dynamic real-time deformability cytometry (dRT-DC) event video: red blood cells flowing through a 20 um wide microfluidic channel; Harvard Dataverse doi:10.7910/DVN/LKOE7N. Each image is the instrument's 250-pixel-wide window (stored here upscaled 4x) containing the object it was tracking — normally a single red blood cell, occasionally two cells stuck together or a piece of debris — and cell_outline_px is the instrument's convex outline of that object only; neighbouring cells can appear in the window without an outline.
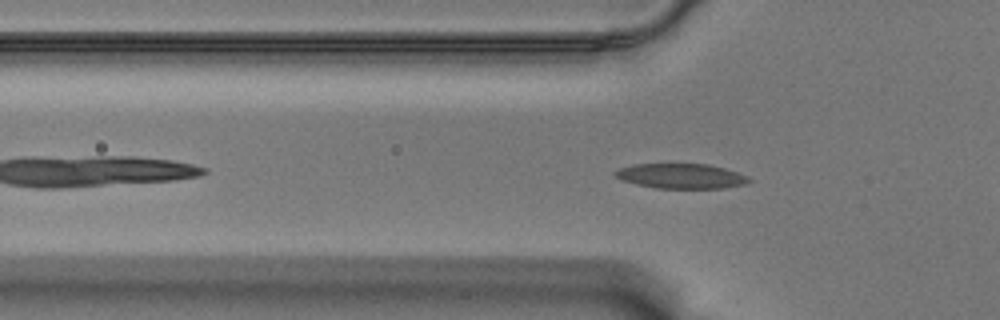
{"species": "Egyptian fruit bat (a non-hibernating species)", "species_latin": "Rousettus aegyptiacus", "temperature_condition": "warm", "stored_images_in_passage": 48, "camera_frame_rate_fps": 3000, "um_per_image_px": 0.085, "animal": {"sex": "male"}, "frame": {"image": 1, "passage_image": 8, "time_ms": 2.333, "image_size_px": [1000, 320], "cell_outline_px": [[752, 180], [748, 184], [724, 188], [656, 188], [636, 184], [620, 180], [612, 172], [620, 168], [632, 164], [708, 164], [724, 168], [748, 176]], "centroid_in_image_um": [57.9, 14.97], "position_along_channel_um": 67.9, "area_um2": 19.54}}
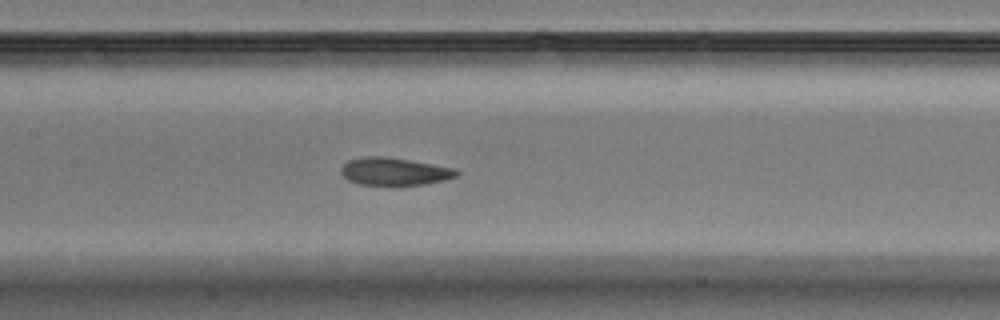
{"frame": {"image": 2, "passage_image": 17, "time_ms": 5.333, "image_size_px": [1000, 320], "cell_outline_px": [[460, 172], [456, 176], [444, 180], [424, 184], [396, 188], [392, 188], [360, 184], [348, 180], [340, 172], [340, 168], [348, 160], [364, 156], [384, 156], [456, 168]], "centroid_in_image_um": [33.5, 14.62], "position_along_channel_um": 173.9, "area_um2": 19.31}}
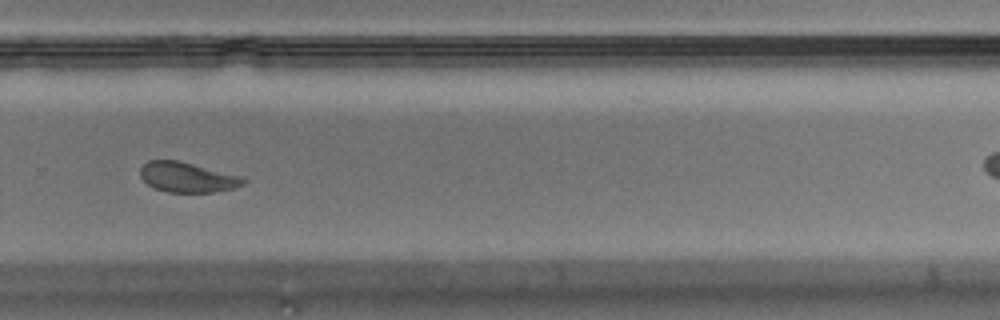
{"frame": {"image": 3, "passage_image": 29, "time_ms": 9.333, "image_size_px": [1000, 320], "cell_outline_px": [[248, 180], [244, 184], [232, 188], [212, 192], [168, 192], [152, 188], [140, 176], [140, 168], [148, 160], [176, 160], [244, 176]], "centroid_in_image_um": [15.93, 15.06], "position_along_channel_um": 313.9, "area_um2": 18.09}, "authors_computed_cell_mechanics": {"area_um2": 19.2763, "velocity_mm_per_s": 3.5179, "shape_relaxation_time_tau1_ms": 3.8457, "shape_relaxation_time_tau2_ms": 2.1154, "deformation_change_tau1": 0.1321, "deformation_change_tau2": 0.0753}}